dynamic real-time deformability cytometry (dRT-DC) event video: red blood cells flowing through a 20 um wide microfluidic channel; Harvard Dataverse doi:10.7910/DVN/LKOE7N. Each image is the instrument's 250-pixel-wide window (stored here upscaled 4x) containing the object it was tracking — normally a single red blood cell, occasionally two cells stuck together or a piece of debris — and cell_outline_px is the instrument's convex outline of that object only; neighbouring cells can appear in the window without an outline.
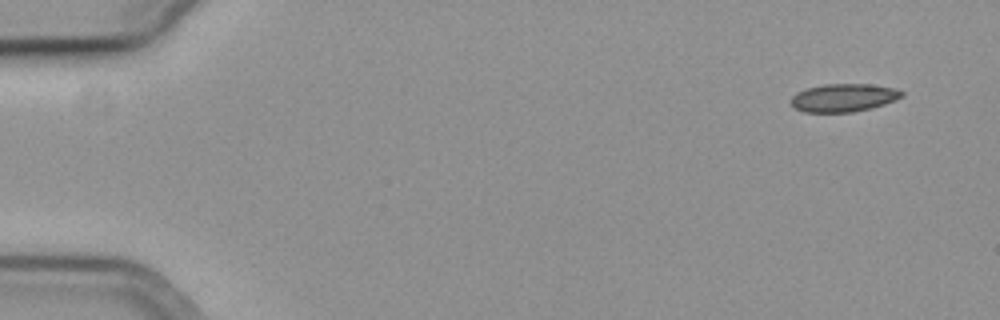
{"species": "common noctule bat (a hibernating species)", "species_latin": "Nyctalus noctula", "temperature_condition": "cold", "stored_images_in_passage": 20, "camera_frame_rate_fps": 3000, "um_per_image_px": 0.085, "animal": {"sex": "female", "body_mass_g": 19.3, "forearm_length_mm": 54.1}, "frame": {"image": 1, "passage_image": 1, "time_ms": 0.0, "image_size_px": [1000, 320], "cell_outline_px": [[904, 96], [896, 100], [872, 108], [852, 112], [804, 112], [796, 108], [788, 100], [796, 92], [808, 88], [824, 84], [868, 84], [892, 88], [904, 92]], "centroid_in_image_um": [71.69, 8.31], "position_along_channel_um": 13.3, "area_um2": 18.09}}
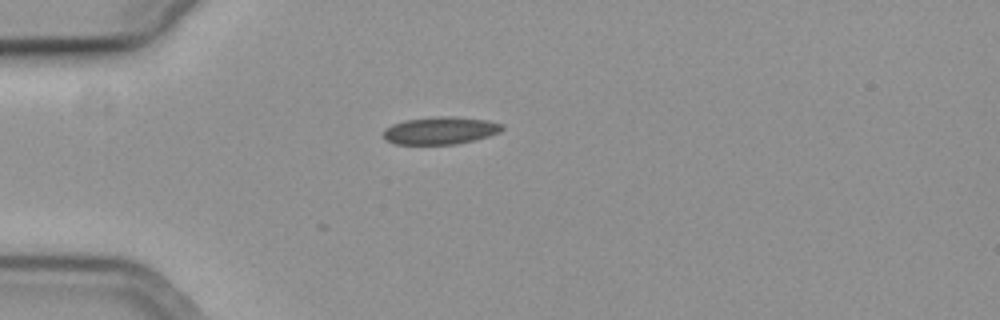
{"frame": {"image": 2, "passage_image": 13, "time_ms": 4.0, "image_size_px": [1000, 320], "cell_outline_px": [[504, 128], [500, 132], [476, 140], [456, 144], [396, 144], [384, 140], [384, 128], [392, 124], [404, 120], [432, 116], [452, 116], [488, 120], [504, 124]], "centroid_in_image_um": [37.44, 11.09], "position_along_channel_um": 47.6, "area_um2": 19.31}}
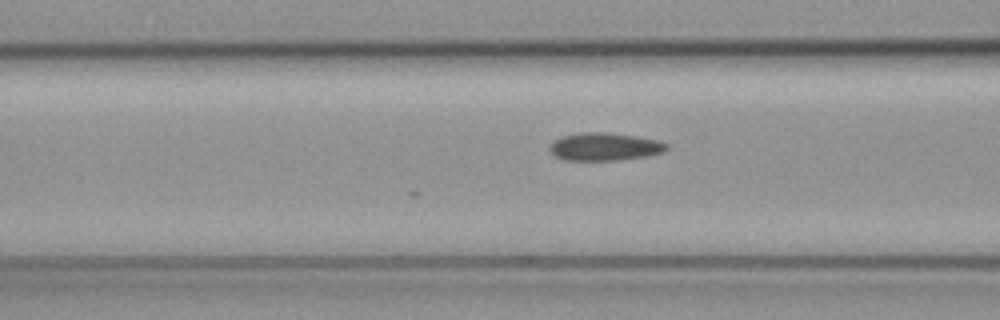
{"frame": {"image": 3, "passage_image": 20, "time_ms": 6.333, "image_size_px": [1000, 320], "cell_outline_px": [[668, 148], [664, 152], [644, 156], [616, 160], [564, 160], [556, 156], [548, 148], [548, 144], [552, 140], [560, 136], [576, 132], [604, 132], [636, 136], [656, 140], [668, 144]], "centroid_in_image_um": [51.32, 12.45], "position_along_channel_um": 115.3, "area_um2": 19.07}}